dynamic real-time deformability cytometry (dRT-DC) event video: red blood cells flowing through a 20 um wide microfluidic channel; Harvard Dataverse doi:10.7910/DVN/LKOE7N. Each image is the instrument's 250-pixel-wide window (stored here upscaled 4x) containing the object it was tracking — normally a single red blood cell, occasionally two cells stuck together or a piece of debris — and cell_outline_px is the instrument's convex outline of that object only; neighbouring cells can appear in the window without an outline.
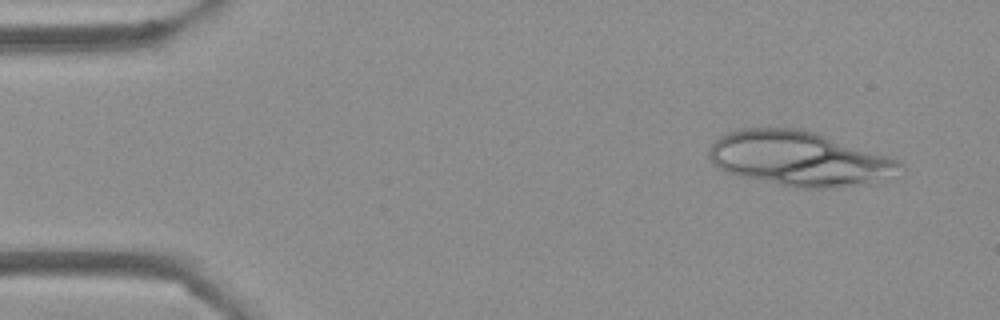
{"species": "Egyptian fruit bat (a non-hibernating species)", "species_latin": "Rousettus aegyptiacus", "temperature_condition": "cold", "stored_images_in_passage": 13, "camera_frame_rate_fps": 3000, "um_per_image_px": 0.085, "frame": {"image": 1, "passage_image": 4, "time_ms": 1.0, "image_size_px": [1000, 320], "cell_outline_px": [[900, 176], [868, 184], [832, 188], [796, 188], [740, 176], [724, 172], [712, 164], [708, 156], [708, 152], [712, 144], [720, 136], [728, 132], [740, 128], [804, 128], [900, 160]], "centroid_in_image_um": [67.95, 13.49], "position_along_channel_um": 17.0, "area_um2": 61.38}}